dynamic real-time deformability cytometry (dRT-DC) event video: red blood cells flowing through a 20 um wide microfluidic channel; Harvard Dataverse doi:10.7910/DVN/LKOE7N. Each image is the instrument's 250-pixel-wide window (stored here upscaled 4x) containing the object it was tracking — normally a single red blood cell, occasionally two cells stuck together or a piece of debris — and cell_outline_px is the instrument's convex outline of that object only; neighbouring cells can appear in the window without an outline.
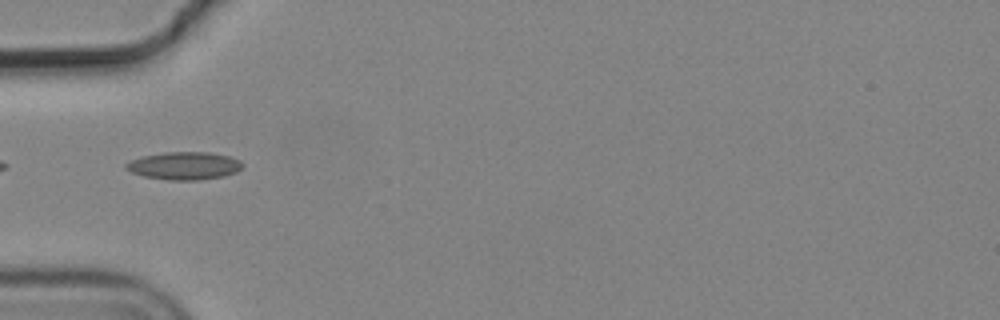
{"species": "common noctule bat (a hibernating species)", "species_latin": "Nyctalus noctula", "temperature_condition": "cold", "stored_images_in_passage": 9, "camera_frame_rate_fps": 3000, "um_per_image_px": 0.085, "animal": {"sex": "male", "body_mass_g": 19.2, "forearm_length_mm": 51.8}, "frame": {"image": 1, "passage_image": 1, "time_ms": 0.0, "image_size_px": [1000, 320], "cell_outline_px": [[244, 164], [236, 172], [224, 176], [200, 180], [168, 180], [144, 176], [132, 172], [124, 168], [124, 164], [140, 156], [164, 152], [208, 152], [228, 156], [240, 160]], "centroid_in_image_um": [15.65, 14.09], "position_along_channel_um": 69.4, "area_um2": 18.9}}
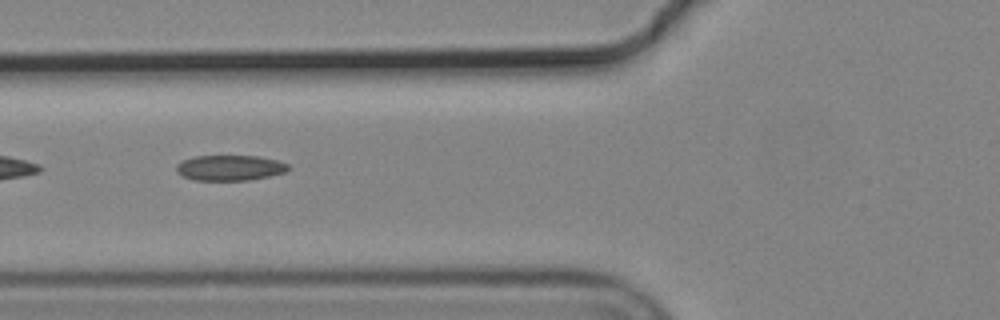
{"frame": {"image": 2, "passage_image": 4, "time_ms": 1.0, "image_size_px": [1000, 320], "cell_outline_px": [[288, 168], [284, 172], [268, 176], [248, 180], [192, 180], [176, 172], [176, 164], [180, 160], [196, 156], [260, 156], [276, 160], [288, 164]], "centroid_in_image_um": [19.48, 14.26], "position_along_channel_um": 106.3, "area_um2": 16.53}}
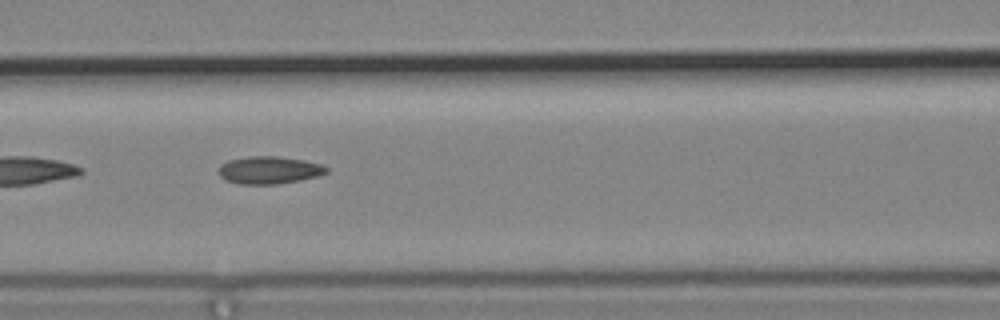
{"frame": {"image": 3, "passage_image": 7, "time_ms": 2.0, "image_size_px": [1000, 320], "cell_outline_px": [[328, 172], [320, 176], [300, 180], [276, 184], [236, 184], [224, 180], [220, 176], [220, 164], [228, 160], [252, 156], [276, 156], [304, 160], [320, 164], [328, 168]], "centroid_in_image_um": [22.88, 14.46], "position_along_channel_um": 143.7, "area_um2": 17.34}}